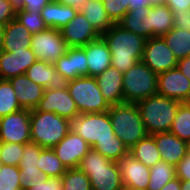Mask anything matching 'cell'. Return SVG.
Wrapping results in <instances>:
<instances>
[{
	"label": "cell",
	"instance_id": "cell-1",
	"mask_svg": "<svg viewBox=\"0 0 190 190\" xmlns=\"http://www.w3.org/2000/svg\"><path fill=\"white\" fill-rule=\"evenodd\" d=\"M111 52V66L124 73L142 60L146 39L114 24L103 35Z\"/></svg>",
	"mask_w": 190,
	"mask_h": 190
},
{
	"label": "cell",
	"instance_id": "cell-2",
	"mask_svg": "<svg viewBox=\"0 0 190 190\" xmlns=\"http://www.w3.org/2000/svg\"><path fill=\"white\" fill-rule=\"evenodd\" d=\"M180 103L158 93L138 101L136 105L148 135L169 132Z\"/></svg>",
	"mask_w": 190,
	"mask_h": 190
},
{
	"label": "cell",
	"instance_id": "cell-3",
	"mask_svg": "<svg viewBox=\"0 0 190 190\" xmlns=\"http://www.w3.org/2000/svg\"><path fill=\"white\" fill-rule=\"evenodd\" d=\"M78 168L88 176L92 190H120L123 185L118 163L93 148L83 157Z\"/></svg>",
	"mask_w": 190,
	"mask_h": 190
},
{
	"label": "cell",
	"instance_id": "cell-4",
	"mask_svg": "<svg viewBox=\"0 0 190 190\" xmlns=\"http://www.w3.org/2000/svg\"><path fill=\"white\" fill-rule=\"evenodd\" d=\"M108 113L115 135L128 149L148 135L136 103L110 105Z\"/></svg>",
	"mask_w": 190,
	"mask_h": 190
},
{
	"label": "cell",
	"instance_id": "cell-5",
	"mask_svg": "<svg viewBox=\"0 0 190 190\" xmlns=\"http://www.w3.org/2000/svg\"><path fill=\"white\" fill-rule=\"evenodd\" d=\"M31 142L43 148H53L70 131V120L53 112L30 110Z\"/></svg>",
	"mask_w": 190,
	"mask_h": 190
},
{
	"label": "cell",
	"instance_id": "cell-6",
	"mask_svg": "<svg viewBox=\"0 0 190 190\" xmlns=\"http://www.w3.org/2000/svg\"><path fill=\"white\" fill-rule=\"evenodd\" d=\"M70 131L78 134L91 148L98 142L121 141L115 135L108 111L79 114L70 121Z\"/></svg>",
	"mask_w": 190,
	"mask_h": 190
},
{
	"label": "cell",
	"instance_id": "cell-7",
	"mask_svg": "<svg viewBox=\"0 0 190 190\" xmlns=\"http://www.w3.org/2000/svg\"><path fill=\"white\" fill-rule=\"evenodd\" d=\"M158 75L142 61L123 73L124 103H137L157 94Z\"/></svg>",
	"mask_w": 190,
	"mask_h": 190
},
{
	"label": "cell",
	"instance_id": "cell-8",
	"mask_svg": "<svg viewBox=\"0 0 190 190\" xmlns=\"http://www.w3.org/2000/svg\"><path fill=\"white\" fill-rule=\"evenodd\" d=\"M67 90L75 101L80 114L102 113L110 108L102 96L95 77L81 76L69 80Z\"/></svg>",
	"mask_w": 190,
	"mask_h": 190
},
{
	"label": "cell",
	"instance_id": "cell-9",
	"mask_svg": "<svg viewBox=\"0 0 190 190\" xmlns=\"http://www.w3.org/2000/svg\"><path fill=\"white\" fill-rule=\"evenodd\" d=\"M68 48L58 29L46 28L44 31L32 35L31 49L37 60L55 63L67 52Z\"/></svg>",
	"mask_w": 190,
	"mask_h": 190
},
{
	"label": "cell",
	"instance_id": "cell-10",
	"mask_svg": "<svg viewBox=\"0 0 190 190\" xmlns=\"http://www.w3.org/2000/svg\"><path fill=\"white\" fill-rule=\"evenodd\" d=\"M0 142L22 145L31 142L30 110L21 109L0 118Z\"/></svg>",
	"mask_w": 190,
	"mask_h": 190
},
{
	"label": "cell",
	"instance_id": "cell-11",
	"mask_svg": "<svg viewBox=\"0 0 190 190\" xmlns=\"http://www.w3.org/2000/svg\"><path fill=\"white\" fill-rule=\"evenodd\" d=\"M157 75L177 67L178 60L162 37L146 40L141 60Z\"/></svg>",
	"mask_w": 190,
	"mask_h": 190
},
{
	"label": "cell",
	"instance_id": "cell-12",
	"mask_svg": "<svg viewBox=\"0 0 190 190\" xmlns=\"http://www.w3.org/2000/svg\"><path fill=\"white\" fill-rule=\"evenodd\" d=\"M36 109L43 112H53L70 121L80 114L67 88L56 90L46 88Z\"/></svg>",
	"mask_w": 190,
	"mask_h": 190
},
{
	"label": "cell",
	"instance_id": "cell-13",
	"mask_svg": "<svg viewBox=\"0 0 190 190\" xmlns=\"http://www.w3.org/2000/svg\"><path fill=\"white\" fill-rule=\"evenodd\" d=\"M57 158L67 168H78L83 157L91 149V146L78 134L71 131L64 139L52 148Z\"/></svg>",
	"mask_w": 190,
	"mask_h": 190
},
{
	"label": "cell",
	"instance_id": "cell-14",
	"mask_svg": "<svg viewBox=\"0 0 190 190\" xmlns=\"http://www.w3.org/2000/svg\"><path fill=\"white\" fill-rule=\"evenodd\" d=\"M37 60L31 48L0 52V79L9 80L12 77L23 75Z\"/></svg>",
	"mask_w": 190,
	"mask_h": 190
},
{
	"label": "cell",
	"instance_id": "cell-15",
	"mask_svg": "<svg viewBox=\"0 0 190 190\" xmlns=\"http://www.w3.org/2000/svg\"><path fill=\"white\" fill-rule=\"evenodd\" d=\"M60 31L69 48L84 47L100 37L80 11Z\"/></svg>",
	"mask_w": 190,
	"mask_h": 190
},
{
	"label": "cell",
	"instance_id": "cell-16",
	"mask_svg": "<svg viewBox=\"0 0 190 190\" xmlns=\"http://www.w3.org/2000/svg\"><path fill=\"white\" fill-rule=\"evenodd\" d=\"M189 92L190 80L181 73L178 67L158 75V94L182 103Z\"/></svg>",
	"mask_w": 190,
	"mask_h": 190
},
{
	"label": "cell",
	"instance_id": "cell-17",
	"mask_svg": "<svg viewBox=\"0 0 190 190\" xmlns=\"http://www.w3.org/2000/svg\"><path fill=\"white\" fill-rule=\"evenodd\" d=\"M26 76L45 89L67 88L68 81L61 73L56 71L53 63L36 60L26 71Z\"/></svg>",
	"mask_w": 190,
	"mask_h": 190
},
{
	"label": "cell",
	"instance_id": "cell-18",
	"mask_svg": "<svg viewBox=\"0 0 190 190\" xmlns=\"http://www.w3.org/2000/svg\"><path fill=\"white\" fill-rule=\"evenodd\" d=\"M122 183L138 190H147L150 168L127 154L118 162Z\"/></svg>",
	"mask_w": 190,
	"mask_h": 190
},
{
	"label": "cell",
	"instance_id": "cell-19",
	"mask_svg": "<svg viewBox=\"0 0 190 190\" xmlns=\"http://www.w3.org/2000/svg\"><path fill=\"white\" fill-rule=\"evenodd\" d=\"M56 71L67 80L88 76V64L85 51L81 47L68 48L67 52L53 63Z\"/></svg>",
	"mask_w": 190,
	"mask_h": 190
},
{
	"label": "cell",
	"instance_id": "cell-20",
	"mask_svg": "<svg viewBox=\"0 0 190 190\" xmlns=\"http://www.w3.org/2000/svg\"><path fill=\"white\" fill-rule=\"evenodd\" d=\"M155 143L161 155V160L177 166L188 153L187 142L179 139L171 132L153 134Z\"/></svg>",
	"mask_w": 190,
	"mask_h": 190
},
{
	"label": "cell",
	"instance_id": "cell-21",
	"mask_svg": "<svg viewBox=\"0 0 190 190\" xmlns=\"http://www.w3.org/2000/svg\"><path fill=\"white\" fill-rule=\"evenodd\" d=\"M22 109L34 110L44 95L45 88L29 79L26 74L9 79Z\"/></svg>",
	"mask_w": 190,
	"mask_h": 190
},
{
	"label": "cell",
	"instance_id": "cell-22",
	"mask_svg": "<svg viewBox=\"0 0 190 190\" xmlns=\"http://www.w3.org/2000/svg\"><path fill=\"white\" fill-rule=\"evenodd\" d=\"M81 48L86 54L88 76L96 77L111 66V52L102 36Z\"/></svg>",
	"mask_w": 190,
	"mask_h": 190
},
{
	"label": "cell",
	"instance_id": "cell-23",
	"mask_svg": "<svg viewBox=\"0 0 190 190\" xmlns=\"http://www.w3.org/2000/svg\"><path fill=\"white\" fill-rule=\"evenodd\" d=\"M103 98L109 105L124 103L123 73L109 66L103 73L95 77Z\"/></svg>",
	"mask_w": 190,
	"mask_h": 190
},
{
	"label": "cell",
	"instance_id": "cell-24",
	"mask_svg": "<svg viewBox=\"0 0 190 190\" xmlns=\"http://www.w3.org/2000/svg\"><path fill=\"white\" fill-rule=\"evenodd\" d=\"M79 9L52 1L41 10V17L47 28L62 29L72 21Z\"/></svg>",
	"mask_w": 190,
	"mask_h": 190
},
{
	"label": "cell",
	"instance_id": "cell-25",
	"mask_svg": "<svg viewBox=\"0 0 190 190\" xmlns=\"http://www.w3.org/2000/svg\"><path fill=\"white\" fill-rule=\"evenodd\" d=\"M32 34L17 19H13L3 27L2 50L11 52L31 48Z\"/></svg>",
	"mask_w": 190,
	"mask_h": 190
},
{
	"label": "cell",
	"instance_id": "cell-26",
	"mask_svg": "<svg viewBox=\"0 0 190 190\" xmlns=\"http://www.w3.org/2000/svg\"><path fill=\"white\" fill-rule=\"evenodd\" d=\"M151 6H143L135 10H128L122 19L117 23L122 28L131 31L143 38H151V27L147 15Z\"/></svg>",
	"mask_w": 190,
	"mask_h": 190
},
{
	"label": "cell",
	"instance_id": "cell-27",
	"mask_svg": "<svg viewBox=\"0 0 190 190\" xmlns=\"http://www.w3.org/2000/svg\"><path fill=\"white\" fill-rule=\"evenodd\" d=\"M79 11L100 36L114 25L105 11L102 0H87Z\"/></svg>",
	"mask_w": 190,
	"mask_h": 190
},
{
	"label": "cell",
	"instance_id": "cell-28",
	"mask_svg": "<svg viewBox=\"0 0 190 190\" xmlns=\"http://www.w3.org/2000/svg\"><path fill=\"white\" fill-rule=\"evenodd\" d=\"M147 17L151 27V38L163 37L174 27L173 12L165 4L151 6Z\"/></svg>",
	"mask_w": 190,
	"mask_h": 190
},
{
	"label": "cell",
	"instance_id": "cell-29",
	"mask_svg": "<svg viewBox=\"0 0 190 190\" xmlns=\"http://www.w3.org/2000/svg\"><path fill=\"white\" fill-rule=\"evenodd\" d=\"M129 154L149 168L161 161V155L153 135L142 138L129 149Z\"/></svg>",
	"mask_w": 190,
	"mask_h": 190
},
{
	"label": "cell",
	"instance_id": "cell-30",
	"mask_svg": "<svg viewBox=\"0 0 190 190\" xmlns=\"http://www.w3.org/2000/svg\"><path fill=\"white\" fill-rule=\"evenodd\" d=\"M177 60L190 56V30L173 27L162 37Z\"/></svg>",
	"mask_w": 190,
	"mask_h": 190
},
{
	"label": "cell",
	"instance_id": "cell-31",
	"mask_svg": "<svg viewBox=\"0 0 190 190\" xmlns=\"http://www.w3.org/2000/svg\"><path fill=\"white\" fill-rule=\"evenodd\" d=\"M175 177L176 167L161 160L153 167H150L149 184L147 190H160Z\"/></svg>",
	"mask_w": 190,
	"mask_h": 190
},
{
	"label": "cell",
	"instance_id": "cell-32",
	"mask_svg": "<svg viewBox=\"0 0 190 190\" xmlns=\"http://www.w3.org/2000/svg\"><path fill=\"white\" fill-rule=\"evenodd\" d=\"M39 169L48 178L62 177L67 168L57 158L52 148H43L39 156Z\"/></svg>",
	"mask_w": 190,
	"mask_h": 190
},
{
	"label": "cell",
	"instance_id": "cell-33",
	"mask_svg": "<svg viewBox=\"0 0 190 190\" xmlns=\"http://www.w3.org/2000/svg\"><path fill=\"white\" fill-rule=\"evenodd\" d=\"M22 109L9 80L0 79V118Z\"/></svg>",
	"mask_w": 190,
	"mask_h": 190
},
{
	"label": "cell",
	"instance_id": "cell-34",
	"mask_svg": "<svg viewBox=\"0 0 190 190\" xmlns=\"http://www.w3.org/2000/svg\"><path fill=\"white\" fill-rule=\"evenodd\" d=\"M169 132L186 142L190 140V108L184 103H180Z\"/></svg>",
	"mask_w": 190,
	"mask_h": 190
},
{
	"label": "cell",
	"instance_id": "cell-35",
	"mask_svg": "<svg viewBox=\"0 0 190 190\" xmlns=\"http://www.w3.org/2000/svg\"><path fill=\"white\" fill-rule=\"evenodd\" d=\"M61 179L63 190H92L88 176L79 168L67 169Z\"/></svg>",
	"mask_w": 190,
	"mask_h": 190
},
{
	"label": "cell",
	"instance_id": "cell-36",
	"mask_svg": "<svg viewBox=\"0 0 190 190\" xmlns=\"http://www.w3.org/2000/svg\"><path fill=\"white\" fill-rule=\"evenodd\" d=\"M92 148L105 156L107 159L116 162L129 154V149L122 141L98 142Z\"/></svg>",
	"mask_w": 190,
	"mask_h": 190
},
{
	"label": "cell",
	"instance_id": "cell-37",
	"mask_svg": "<svg viewBox=\"0 0 190 190\" xmlns=\"http://www.w3.org/2000/svg\"><path fill=\"white\" fill-rule=\"evenodd\" d=\"M17 19L28 31L34 35L38 32L44 31L45 26L41 13L33 11H25L23 9L16 11Z\"/></svg>",
	"mask_w": 190,
	"mask_h": 190
},
{
	"label": "cell",
	"instance_id": "cell-38",
	"mask_svg": "<svg viewBox=\"0 0 190 190\" xmlns=\"http://www.w3.org/2000/svg\"><path fill=\"white\" fill-rule=\"evenodd\" d=\"M43 147L36 143L24 144V152L22 159L18 164L19 170H40L39 169V156Z\"/></svg>",
	"mask_w": 190,
	"mask_h": 190
},
{
	"label": "cell",
	"instance_id": "cell-39",
	"mask_svg": "<svg viewBox=\"0 0 190 190\" xmlns=\"http://www.w3.org/2000/svg\"><path fill=\"white\" fill-rule=\"evenodd\" d=\"M24 145L0 142V154L3 165L18 166L22 159Z\"/></svg>",
	"mask_w": 190,
	"mask_h": 190
},
{
	"label": "cell",
	"instance_id": "cell-40",
	"mask_svg": "<svg viewBox=\"0 0 190 190\" xmlns=\"http://www.w3.org/2000/svg\"><path fill=\"white\" fill-rule=\"evenodd\" d=\"M21 187L18 166L3 165L0 169V190H16Z\"/></svg>",
	"mask_w": 190,
	"mask_h": 190
},
{
	"label": "cell",
	"instance_id": "cell-41",
	"mask_svg": "<svg viewBox=\"0 0 190 190\" xmlns=\"http://www.w3.org/2000/svg\"><path fill=\"white\" fill-rule=\"evenodd\" d=\"M108 17L117 24L129 10L128 0H102Z\"/></svg>",
	"mask_w": 190,
	"mask_h": 190
},
{
	"label": "cell",
	"instance_id": "cell-42",
	"mask_svg": "<svg viewBox=\"0 0 190 190\" xmlns=\"http://www.w3.org/2000/svg\"><path fill=\"white\" fill-rule=\"evenodd\" d=\"M15 11L25 10V11H35L41 13V10L45 5L51 3L54 0H9Z\"/></svg>",
	"mask_w": 190,
	"mask_h": 190
},
{
	"label": "cell",
	"instance_id": "cell-43",
	"mask_svg": "<svg viewBox=\"0 0 190 190\" xmlns=\"http://www.w3.org/2000/svg\"><path fill=\"white\" fill-rule=\"evenodd\" d=\"M24 190H63L60 177L42 178L36 183H29Z\"/></svg>",
	"mask_w": 190,
	"mask_h": 190
},
{
	"label": "cell",
	"instance_id": "cell-44",
	"mask_svg": "<svg viewBox=\"0 0 190 190\" xmlns=\"http://www.w3.org/2000/svg\"><path fill=\"white\" fill-rule=\"evenodd\" d=\"M16 11L9 0H0V27L15 19Z\"/></svg>",
	"mask_w": 190,
	"mask_h": 190
},
{
	"label": "cell",
	"instance_id": "cell-45",
	"mask_svg": "<svg viewBox=\"0 0 190 190\" xmlns=\"http://www.w3.org/2000/svg\"><path fill=\"white\" fill-rule=\"evenodd\" d=\"M42 178H48L41 170H20L21 187L25 189L29 183H36Z\"/></svg>",
	"mask_w": 190,
	"mask_h": 190
},
{
	"label": "cell",
	"instance_id": "cell-46",
	"mask_svg": "<svg viewBox=\"0 0 190 190\" xmlns=\"http://www.w3.org/2000/svg\"><path fill=\"white\" fill-rule=\"evenodd\" d=\"M176 177L181 181H190V155L186 156L176 166Z\"/></svg>",
	"mask_w": 190,
	"mask_h": 190
},
{
	"label": "cell",
	"instance_id": "cell-47",
	"mask_svg": "<svg viewBox=\"0 0 190 190\" xmlns=\"http://www.w3.org/2000/svg\"><path fill=\"white\" fill-rule=\"evenodd\" d=\"M174 17V27L180 29H189L190 30V11H176L173 14Z\"/></svg>",
	"mask_w": 190,
	"mask_h": 190
},
{
	"label": "cell",
	"instance_id": "cell-48",
	"mask_svg": "<svg viewBox=\"0 0 190 190\" xmlns=\"http://www.w3.org/2000/svg\"><path fill=\"white\" fill-rule=\"evenodd\" d=\"M165 5H167L173 12L176 11H190V0H165Z\"/></svg>",
	"mask_w": 190,
	"mask_h": 190
},
{
	"label": "cell",
	"instance_id": "cell-49",
	"mask_svg": "<svg viewBox=\"0 0 190 190\" xmlns=\"http://www.w3.org/2000/svg\"><path fill=\"white\" fill-rule=\"evenodd\" d=\"M129 10H135L143 6L163 5L165 0H128Z\"/></svg>",
	"mask_w": 190,
	"mask_h": 190
},
{
	"label": "cell",
	"instance_id": "cell-50",
	"mask_svg": "<svg viewBox=\"0 0 190 190\" xmlns=\"http://www.w3.org/2000/svg\"><path fill=\"white\" fill-rule=\"evenodd\" d=\"M177 67L181 73L190 80V56L179 60Z\"/></svg>",
	"mask_w": 190,
	"mask_h": 190
},
{
	"label": "cell",
	"instance_id": "cell-51",
	"mask_svg": "<svg viewBox=\"0 0 190 190\" xmlns=\"http://www.w3.org/2000/svg\"><path fill=\"white\" fill-rule=\"evenodd\" d=\"M160 190H181V180L178 177H175Z\"/></svg>",
	"mask_w": 190,
	"mask_h": 190
},
{
	"label": "cell",
	"instance_id": "cell-52",
	"mask_svg": "<svg viewBox=\"0 0 190 190\" xmlns=\"http://www.w3.org/2000/svg\"><path fill=\"white\" fill-rule=\"evenodd\" d=\"M54 1L80 9L83 6L84 2L87 0H54Z\"/></svg>",
	"mask_w": 190,
	"mask_h": 190
},
{
	"label": "cell",
	"instance_id": "cell-53",
	"mask_svg": "<svg viewBox=\"0 0 190 190\" xmlns=\"http://www.w3.org/2000/svg\"><path fill=\"white\" fill-rule=\"evenodd\" d=\"M181 190H190V181H181Z\"/></svg>",
	"mask_w": 190,
	"mask_h": 190
},
{
	"label": "cell",
	"instance_id": "cell-54",
	"mask_svg": "<svg viewBox=\"0 0 190 190\" xmlns=\"http://www.w3.org/2000/svg\"><path fill=\"white\" fill-rule=\"evenodd\" d=\"M3 46V27H0V52L2 51Z\"/></svg>",
	"mask_w": 190,
	"mask_h": 190
},
{
	"label": "cell",
	"instance_id": "cell-55",
	"mask_svg": "<svg viewBox=\"0 0 190 190\" xmlns=\"http://www.w3.org/2000/svg\"><path fill=\"white\" fill-rule=\"evenodd\" d=\"M182 103H184L186 106H188L190 108V92H189L188 96L186 97V99Z\"/></svg>",
	"mask_w": 190,
	"mask_h": 190
},
{
	"label": "cell",
	"instance_id": "cell-56",
	"mask_svg": "<svg viewBox=\"0 0 190 190\" xmlns=\"http://www.w3.org/2000/svg\"><path fill=\"white\" fill-rule=\"evenodd\" d=\"M120 190H138V189H135V188H132L128 185H122V187L120 188Z\"/></svg>",
	"mask_w": 190,
	"mask_h": 190
},
{
	"label": "cell",
	"instance_id": "cell-57",
	"mask_svg": "<svg viewBox=\"0 0 190 190\" xmlns=\"http://www.w3.org/2000/svg\"><path fill=\"white\" fill-rule=\"evenodd\" d=\"M188 154L190 155V140L187 142Z\"/></svg>",
	"mask_w": 190,
	"mask_h": 190
},
{
	"label": "cell",
	"instance_id": "cell-58",
	"mask_svg": "<svg viewBox=\"0 0 190 190\" xmlns=\"http://www.w3.org/2000/svg\"><path fill=\"white\" fill-rule=\"evenodd\" d=\"M3 166L2 159H1V154H0V169Z\"/></svg>",
	"mask_w": 190,
	"mask_h": 190
}]
</instances>
